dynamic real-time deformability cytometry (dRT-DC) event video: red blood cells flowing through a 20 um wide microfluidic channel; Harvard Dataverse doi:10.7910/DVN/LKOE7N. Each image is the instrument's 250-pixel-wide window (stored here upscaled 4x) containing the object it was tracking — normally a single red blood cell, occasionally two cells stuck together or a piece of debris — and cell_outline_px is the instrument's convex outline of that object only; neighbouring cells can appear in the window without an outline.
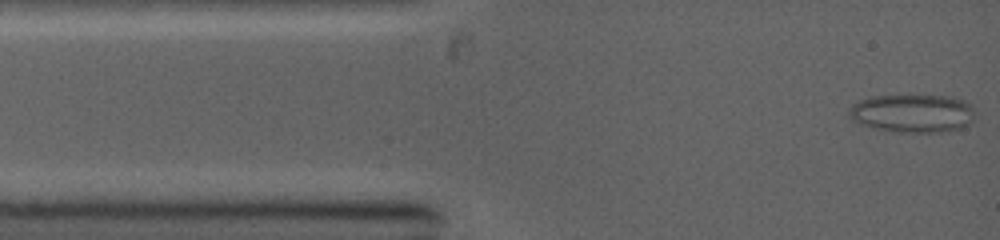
{"species": "common noctule bat (a hibernating species)", "species_latin": "Nyctalus noctula", "temperature_condition": "warm", "stored_images_in_passage": 9, "camera_frame_rate_fps": 5000, "um_per_image_px": 0.085, "animal": {"sex": "female", "body_mass_g": 19.0, "forearm_length_mm": 53.3}, "frame": {"image": 1, "passage_image": 1, "time_ms": 0.0, "image_size_px": [1000, 240], "cell_outline_px": [[972, 120], [968, 124], [960, 128], [940, 132], [892, 132], [860, 124], [852, 120], [848, 116], [848, 108], [852, 104], [868, 96], [944, 96], [964, 100], [972, 104]], "centroid_in_image_um": [77.5, 9.63], "position_along_channel_um": 7.5, "area_um2": 28.03}}
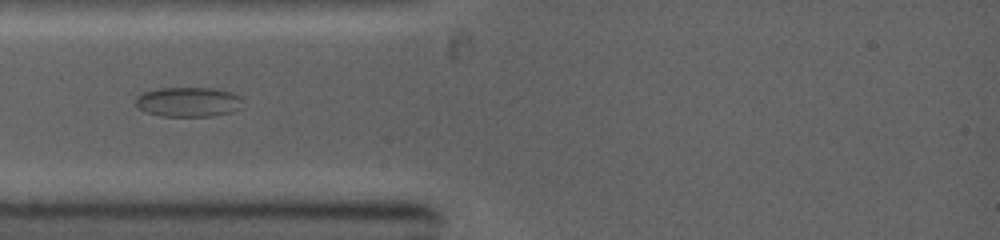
{"frame": {"image": 2, "passage_image": 6, "time_ms": 2.8, "image_size_px": [1000, 240], "cell_outline_px": [[240, 108], [232, 112], [212, 116], [160, 116], [144, 112], [136, 104], [136, 96], [144, 92], [156, 88], [212, 88], [232, 92], [240, 96]], "centroid_in_image_um": [15.98, 8.66], "position_along_channel_um": 69.0, "area_um2": 18.55}}
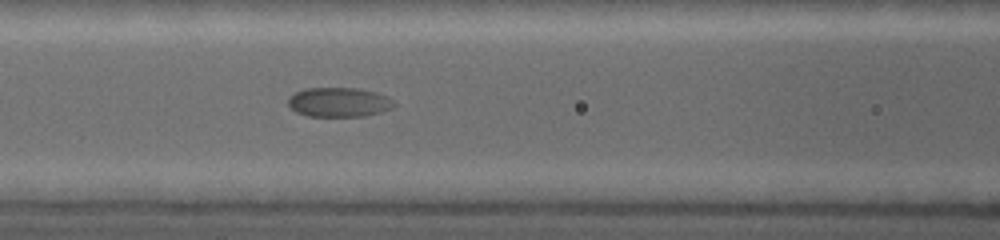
{"frame": {"image": 3, "passage_image": 9, "time_ms": 4.4, "image_size_px": [1000, 240], "cell_outline_px": [[396, 104], [392, 108], [380, 112], [364, 116], [308, 116], [296, 112], [288, 104], [288, 96], [304, 88], [356, 88], [376, 92], [392, 100]], "centroid_in_image_um": [28.78, 8.68], "position_along_channel_um": 137.8, "area_um2": 18.09}}